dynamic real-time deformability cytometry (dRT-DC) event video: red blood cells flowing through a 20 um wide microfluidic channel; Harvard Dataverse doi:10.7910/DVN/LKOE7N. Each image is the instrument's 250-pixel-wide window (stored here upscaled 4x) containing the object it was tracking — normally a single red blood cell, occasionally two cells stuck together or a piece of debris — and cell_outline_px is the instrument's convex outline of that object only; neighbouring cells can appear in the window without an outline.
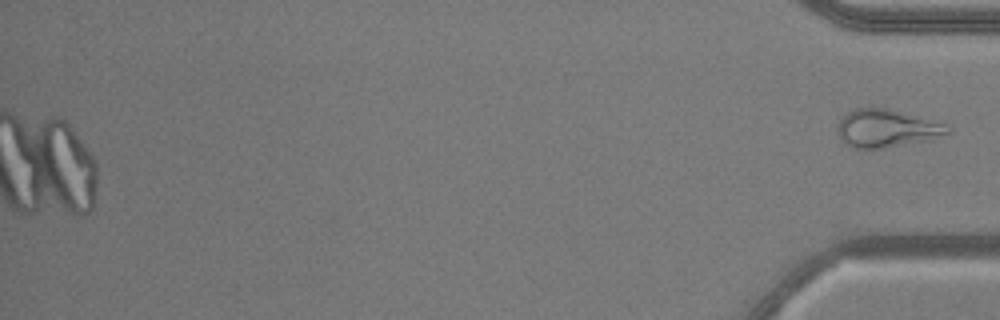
{"species": "common noctule bat (a hibernating species)", "species_latin": "Nyctalus noctula", "temperature_condition": "warm", "stored_images_in_passage": 47, "camera_frame_rate_fps": 3000, "um_per_image_px": 0.085, "animal": {"sex": "male", "body_mass_g": 20.5, "forearm_length_mm": 52.5}, "frame": {"image": 1, "passage_image": 47, "time_ms": 15.333, "image_size_px": [1000, 320], "cell_outline_px": [[952, 132], [928, 140], [884, 148], [848, 148], [844, 144], [836, 132], [836, 128], [840, 116], [856, 108], [888, 108], [948, 124]], "centroid_in_image_um": [75.32, 10.91], "position_along_channel_um": 359.9, "area_um2": 24.62}}